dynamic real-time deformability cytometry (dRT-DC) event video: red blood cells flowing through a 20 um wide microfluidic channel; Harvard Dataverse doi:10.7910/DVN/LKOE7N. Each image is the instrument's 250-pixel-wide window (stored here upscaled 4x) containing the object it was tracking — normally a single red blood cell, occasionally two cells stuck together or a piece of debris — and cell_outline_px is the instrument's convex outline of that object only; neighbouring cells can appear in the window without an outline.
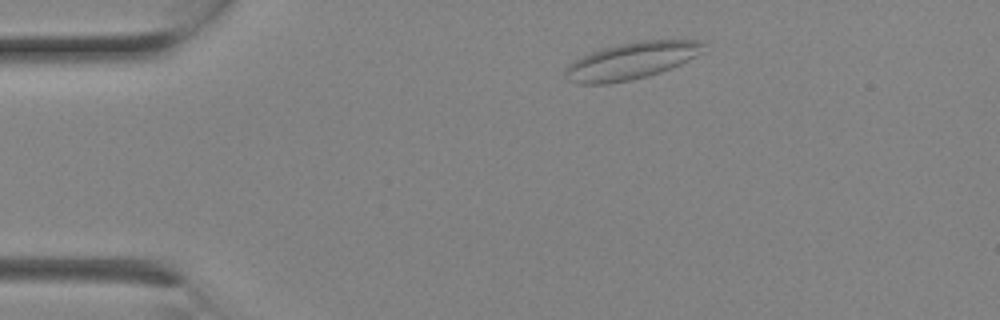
{"species": "Egyptian fruit bat (a non-hibernating species)", "species_latin": "Rousettus aegyptiacus", "temperature_condition": "room temperature", "stored_images_in_passage": 2, "camera_frame_rate_fps": 3000, "um_per_image_px": 0.085, "animal": {"sex": "female"}, "frame": {"image": 1, "passage_image": 1, "time_ms": 0.0, "image_size_px": [1000, 320], "cell_outline_px": [[704, 52], [672, 68], [660, 72], [628, 80], [608, 84], [576, 84], [568, 80], [564, 76], [564, 68], [568, 64], [592, 52], [604, 48], [620, 44], [640, 40], [700, 40], [704, 44]], "centroid_in_image_um": [53.66, 5.17], "position_along_channel_um": 31.3, "area_um2": 29.54}}